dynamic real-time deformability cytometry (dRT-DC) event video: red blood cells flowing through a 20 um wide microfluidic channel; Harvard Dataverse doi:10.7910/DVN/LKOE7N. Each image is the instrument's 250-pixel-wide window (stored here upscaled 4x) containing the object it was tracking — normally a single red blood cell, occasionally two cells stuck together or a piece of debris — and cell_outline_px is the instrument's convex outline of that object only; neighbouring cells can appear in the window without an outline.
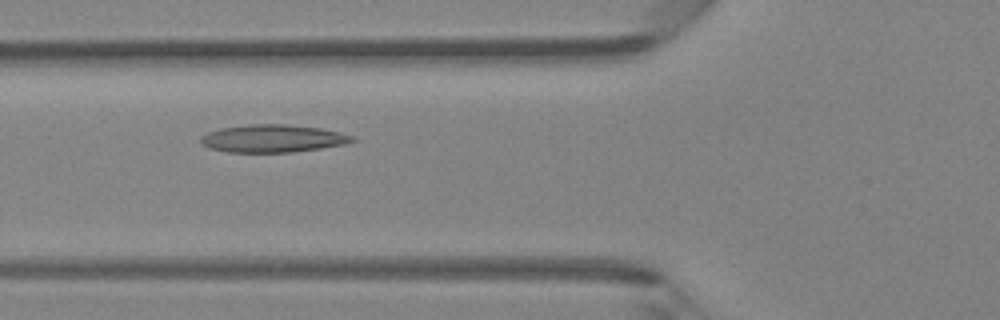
{"species": "Egyptian fruit bat (a non-hibernating species)", "species_latin": "Rousettus aegyptiacus", "temperature_condition": "room temperature", "stored_images_in_passage": 6, "camera_frame_rate_fps": 3000, "um_per_image_px": 0.085, "animal": {"sex": "female"}, "frame": {"image": 1, "passage_image": 5, "time_ms": 1.333, "image_size_px": [1000, 320], "cell_outline_px": [[356, 140], [344, 144], [320, 148], [292, 152], [228, 152], [208, 148], [200, 144], [200, 136], [208, 132], [220, 128], [248, 124], [284, 124], [320, 128], [340, 132], [356, 136]], "centroid_in_image_um": [23.16, 11.77], "position_along_channel_um": 102.6, "area_um2": 24.57}}
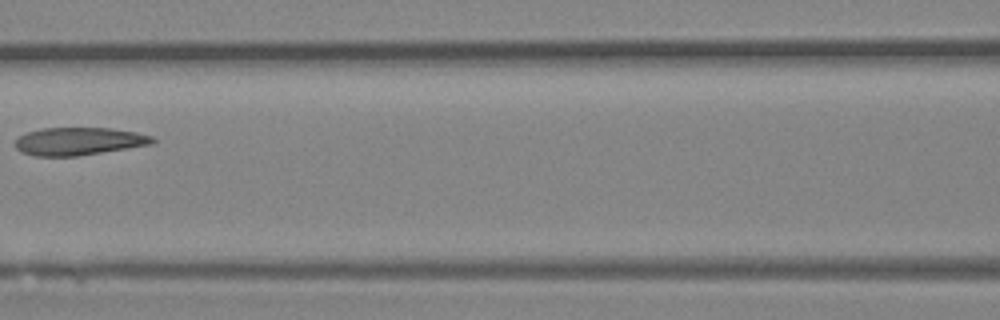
{"frame": {"image": 2, "passage_image": 6, "time_ms": 1.667, "image_size_px": [1000, 320], "cell_outline_px": [[156, 140], [152, 144], [128, 148], [76, 156], [36, 156], [20, 152], [16, 148], [16, 140], [20, 136], [28, 132], [40, 128], [108, 128], [136, 132], [152, 136]], "centroid_in_image_um": [6.69, 12.01], "position_along_channel_um": 159.9, "area_um2": 22.08}}